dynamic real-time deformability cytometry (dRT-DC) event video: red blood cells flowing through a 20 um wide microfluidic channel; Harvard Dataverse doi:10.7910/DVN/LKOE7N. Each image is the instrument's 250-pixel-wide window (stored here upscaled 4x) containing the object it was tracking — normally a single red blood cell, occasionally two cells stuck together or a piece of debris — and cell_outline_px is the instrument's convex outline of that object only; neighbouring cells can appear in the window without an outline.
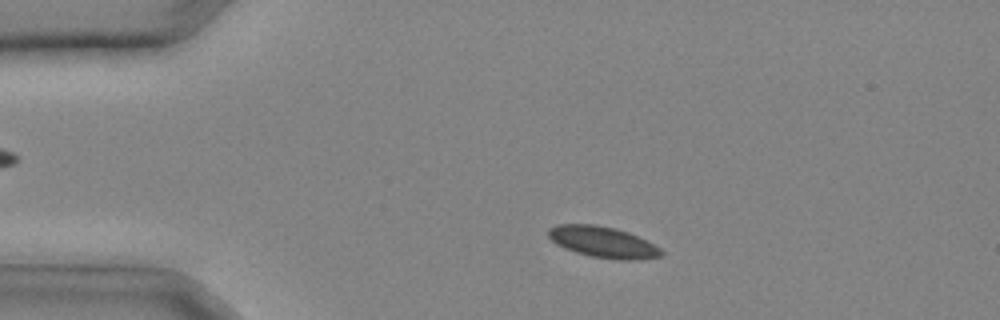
{"species": "common noctule bat (a hibernating species)", "species_latin": "Nyctalus noctula", "temperature_condition": "cold", "stored_images_in_passage": 29, "camera_frame_rate_fps": 3000, "um_per_image_px": 0.085, "animal": {"sex": "male", "body_mass_g": 20.4}, "frame": {"image": 1, "passage_image": 4, "time_ms": 1.0, "image_size_px": [1000, 320], "cell_outline_px": [[664, 252], [660, 256], [640, 260], [616, 260], [592, 256], [576, 252], [564, 248], [556, 244], [548, 236], [548, 228], [556, 224], [596, 224], [616, 228], [628, 232], [660, 248]], "centroid_in_image_um": [51.22, 20.57], "position_along_channel_um": 33.8, "area_um2": 20.46}}
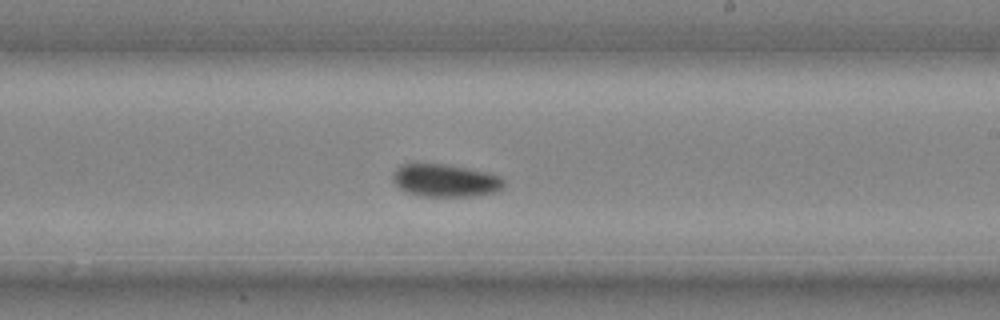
{"frame": {"image": 2, "passage_image": 17, "time_ms": 5.333, "image_size_px": [1000, 320], "cell_outline_px": [[504, 184], [496, 192], [476, 196], [420, 196], [408, 192], [400, 188], [392, 180], [392, 172], [400, 164], [448, 164], [488, 172], [500, 176], [504, 180]], "centroid_in_image_um": [37.84, 15.33], "position_along_channel_um": 251.2, "area_um2": 21.27}}
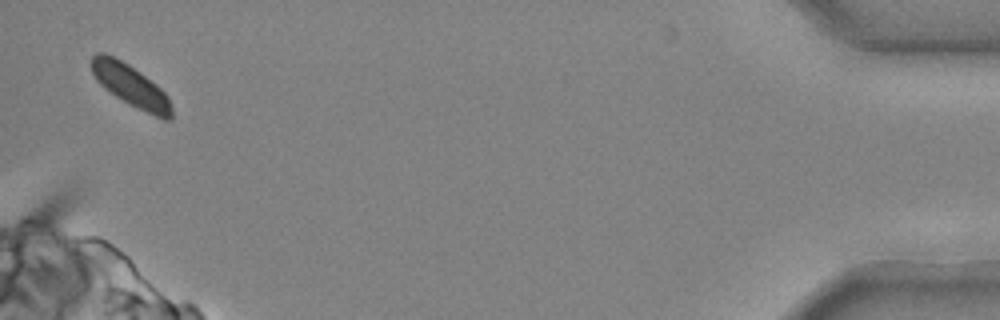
{"frame": {"image": 3, "passage_image": 29, "time_ms": 9.333, "image_size_px": [1000, 320], "cell_outline_px": [[172, 120], [164, 120], [116, 96], [104, 88], [96, 80], [88, 64], [92, 56], [96, 52], [104, 52], [128, 64], [160, 88], [168, 96], [172, 108]], "centroid_in_image_um": [11.06, 7.24], "position_along_channel_um": 424.1, "area_um2": 19.19}}